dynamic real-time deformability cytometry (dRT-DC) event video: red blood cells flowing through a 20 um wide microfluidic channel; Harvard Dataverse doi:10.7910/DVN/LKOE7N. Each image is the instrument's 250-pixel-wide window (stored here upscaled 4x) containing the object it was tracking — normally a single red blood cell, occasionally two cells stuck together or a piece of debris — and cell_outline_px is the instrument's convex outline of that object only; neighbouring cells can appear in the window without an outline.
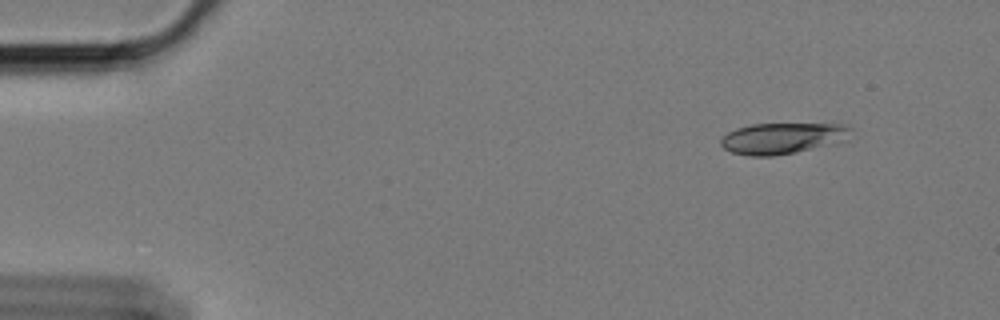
{"species": "Egyptian fruit bat (a non-hibernating species)", "species_latin": "Rousettus aegyptiacus", "temperature_condition": "cold", "stored_images_in_passage": 54, "camera_frame_rate_fps": 3000, "um_per_image_px": 0.085, "animal": {"sex": "female"}, "frame": {"image": 1, "passage_image": 1, "time_ms": 0.0, "image_size_px": [1000, 320], "cell_outline_px": [[852, 128], [848, 140], [796, 152], [772, 156], [752, 156], [732, 152], [724, 148], [720, 144], [720, 140], [728, 132], [736, 128], [752, 124], [844, 124]], "centroid_in_image_um": [66.53, 11.75], "position_along_channel_um": 18.5, "area_um2": 23.47}}
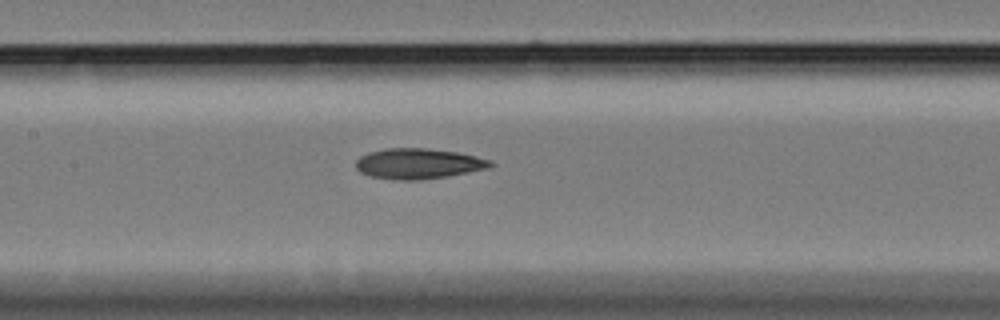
{"frame": {"image": 2, "passage_image": 23, "time_ms": 7.333, "image_size_px": [1000, 320], "cell_outline_px": [[496, 164], [488, 168], [444, 176], [420, 180], [400, 180], [372, 176], [360, 172], [356, 168], [356, 160], [360, 156], [368, 152], [384, 148], [428, 148], [456, 152], [476, 156], [488, 160]], "centroid_in_image_um": [35.52, 13.89], "position_along_channel_um": 171.9, "area_um2": 23.64}}
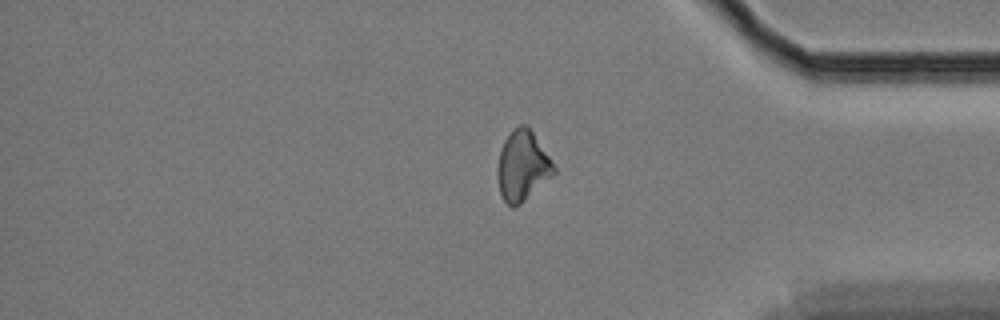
{"frame": {"image": 3, "passage_image": 44, "time_ms": 14.333, "image_size_px": [1000, 320], "cell_outline_px": [[556, 172], [520, 204], [512, 208], [500, 196], [496, 172], [496, 168], [500, 148], [504, 140], [520, 124], [524, 124], [532, 132], [556, 168]], "centroid_in_image_um": [44.36, 14.14], "position_along_channel_um": 390.8, "area_um2": 22.66}, "authors_computed_cell_mechanics": {"area_um2": 23.2067, "velocity_mm_per_s": 3.3843, "shape_relaxation_time_tau1_ms": 5.7129, "shape_relaxation_time_tau2_ms": null, "deformation_change_tau1": 0.1437, "deformation_change_tau2": null}}